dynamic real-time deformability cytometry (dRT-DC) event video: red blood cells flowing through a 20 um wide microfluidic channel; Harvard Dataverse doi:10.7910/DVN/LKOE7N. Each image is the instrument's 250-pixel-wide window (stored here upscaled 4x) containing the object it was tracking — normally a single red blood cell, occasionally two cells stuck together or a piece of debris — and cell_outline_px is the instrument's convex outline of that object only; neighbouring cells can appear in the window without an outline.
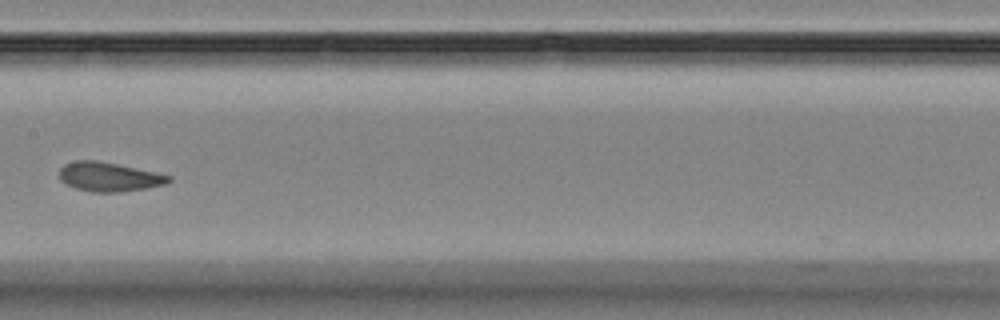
{"species": "Egyptian fruit bat (a non-hibernating species)", "species_latin": "Rousettus aegyptiacus", "temperature_condition": "room temperature", "stored_images_in_passage": 9, "camera_frame_rate_fps": 3000, "um_per_image_px": 0.085, "animal": {"sex": "female"}, "frame": {"image": 1, "passage_image": 7, "time_ms": 7.0, "image_size_px": [1000, 320], "cell_outline_px": [[172, 180], [164, 184], [148, 188], [120, 192], [92, 192], [76, 188], [64, 184], [60, 180], [60, 168], [64, 164], [76, 160], [96, 160], [116, 164], [172, 176]], "centroid_in_image_um": [9.23, 15.04], "position_along_channel_um": 198.2, "area_um2": 18.5}}
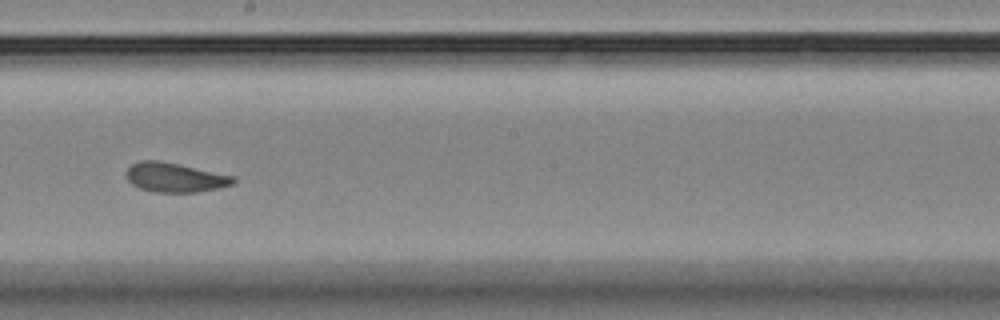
{"frame": {"image": 2, "passage_image": 8, "time_ms": 8.0, "image_size_px": [1000, 320], "cell_outline_px": [[236, 180], [232, 184], [220, 188], [196, 192], [152, 192], [140, 188], [132, 184], [128, 180], [124, 172], [132, 164], [140, 160], [160, 160], [236, 176]], "centroid_in_image_um": [14.86, 15.08], "position_along_channel_um": 233.3, "area_um2": 18.5}}
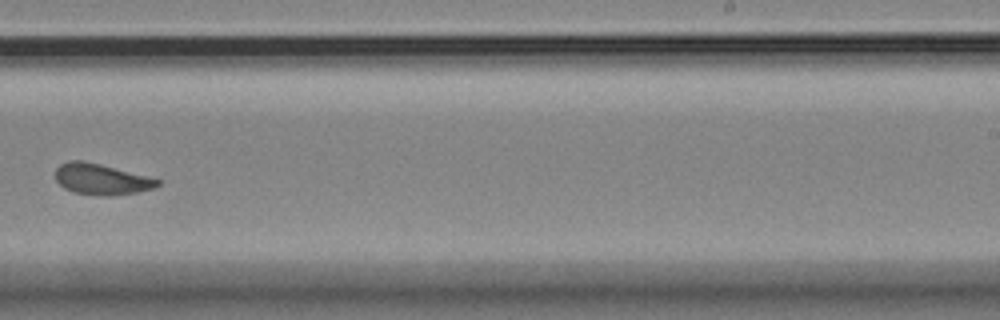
{"frame": {"image": 3, "passage_image": 9, "time_ms": 9.333, "image_size_px": [1000, 320], "cell_outline_px": [[160, 184], [152, 188], [136, 192], [112, 196], [96, 196], [76, 192], [64, 188], [56, 180], [56, 168], [60, 164], [68, 160], [84, 160], [100, 164], [160, 180]], "centroid_in_image_um": [8.57, 15.23], "position_along_channel_um": 280.4, "area_um2": 18.21}}